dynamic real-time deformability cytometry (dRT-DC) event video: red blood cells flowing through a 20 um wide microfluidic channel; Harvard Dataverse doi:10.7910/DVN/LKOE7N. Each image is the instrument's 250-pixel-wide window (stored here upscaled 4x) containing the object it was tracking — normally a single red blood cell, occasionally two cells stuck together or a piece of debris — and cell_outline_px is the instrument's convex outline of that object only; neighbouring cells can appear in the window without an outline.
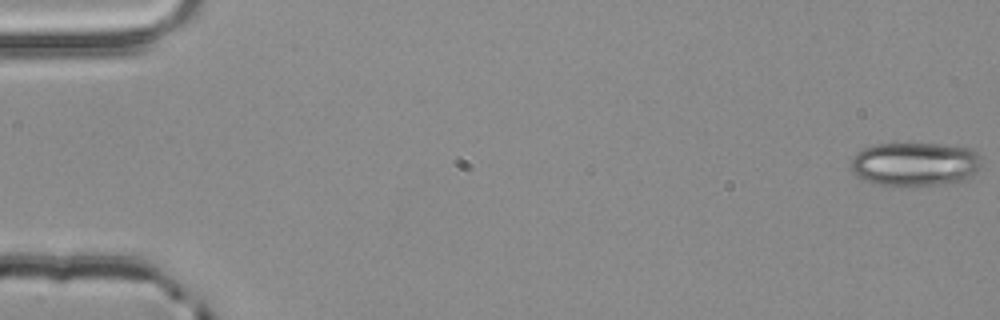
{"species": "common noctule bat (a hibernating species)", "species_latin": "Nyctalus noctula", "temperature_condition": "room temperature", "stored_images_in_passage": 55, "camera_frame_rate_fps": 3000, "um_per_image_px": 0.085, "animal": {"sex": "male", "body_mass_g": 20.4}, "frame": {"image": 1, "passage_image": 1, "time_ms": 0.0, "image_size_px": [1000, 320], "cell_outline_px": [[980, 168], [972, 176], [964, 180], [940, 184], [900, 188], [888, 188], [864, 180], [856, 176], [852, 172], [848, 164], [852, 156], [856, 152], [864, 148], [876, 144], [936, 144], [972, 148], [980, 156]], "centroid_in_image_um": [77.7, 13.99], "position_along_channel_um": 7.3, "area_um2": 34.33}}
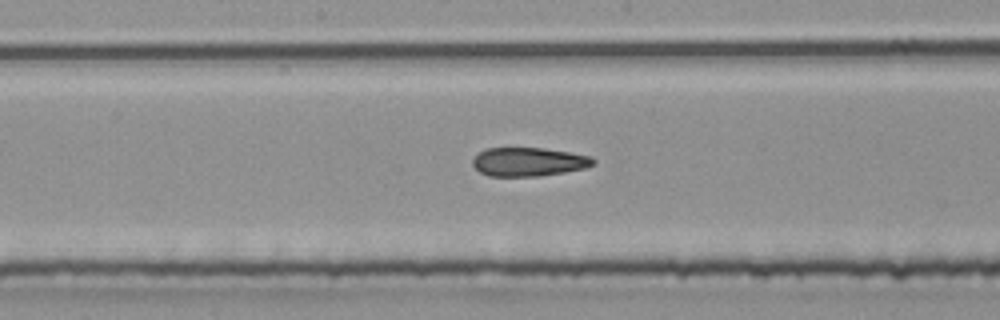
{"frame": {"image": 2, "passage_image": 29, "time_ms": 9.333, "image_size_px": [1000, 320], "cell_outline_px": [[596, 164], [584, 168], [564, 172], [540, 176], [488, 176], [480, 172], [472, 164], [472, 160], [484, 148], [544, 148], [592, 156], [596, 160]], "centroid_in_image_um": [44.95, 13.75], "position_along_channel_um": 203.2, "area_um2": 20.23}}
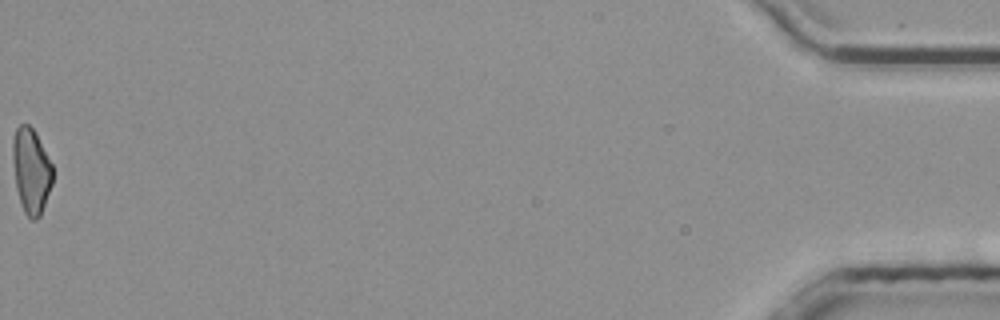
{"frame": {"image": 3, "passage_image": 55, "time_ms": 18.0, "image_size_px": [1000, 320], "cell_outline_px": [[52, 184], [40, 216], [36, 220], [32, 220], [24, 212], [16, 188], [12, 160], [12, 136], [16, 128], [20, 124], [28, 124], [36, 132], [52, 164]], "centroid_in_image_um": [2.63, 14.48], "position_along_channel_um": 432.6, "area_um2": 19.94}, "authors_computed_cell_mechanics": {"area_um2": 21.3282, "velocity_mm_per_s": 3.8959, "shape_relaxation_time_tau1_ms": null, "shape_relaxation_time_tau2_ms": 3.3703, "deformation_change_tau1": null, "deformation_change_tau2": 0.1115}}